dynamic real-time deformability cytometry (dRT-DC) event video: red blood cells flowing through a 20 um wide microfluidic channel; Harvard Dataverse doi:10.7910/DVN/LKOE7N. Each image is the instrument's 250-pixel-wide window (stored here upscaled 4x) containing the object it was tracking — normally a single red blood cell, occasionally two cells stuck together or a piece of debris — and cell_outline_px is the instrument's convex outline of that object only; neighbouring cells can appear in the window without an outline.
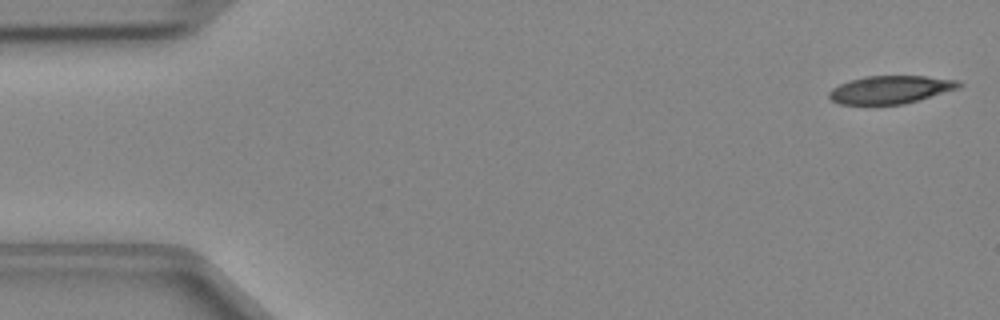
{"species": "Egyptian fruit bat (a non-hibernating species)", "species_latin": "Rousettus aegyptiacus", "temperature_condition": "cold", "stored_images_in_passage": 46, "camera_frame_rate_fps": 3000, "um_per_image_px": 0.085, "animal": {"sex": "female"}, "frame": {"image": 1, "passage_image": 1, "time_ms": 0.0, "image_size_px": [1000, 320], "cell_outline_px": [[964, 84], [960, 88], [904, 104], [840, 104], [832, 100], [828, 96], [828, 92], [832, 88], [840, 84], [852, 80], [868, 76], [924, 76], [960, 80]], "centroid_in_image_um": [75.74, 7.61], "position_along_channel_um": 9.3, "area_um2": 21.04}}
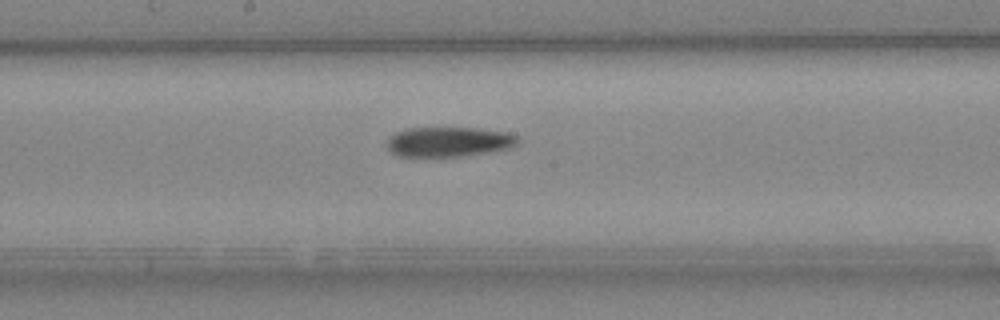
{"frame": {"image": 2, "passage_image": 24, "time_ms": 7.667, "image_size_px": [1000, 320], "cell_outline_px": [[520, 140], [512, 148], [488, 152], [460, 156], [400, 156], [388, 152], [388, 136], [396, 132], [408, 128], [476, 128], [504, 132], [516, 136]], "centroid_in_image_um": [38.12, 12.05], "position_along_channel_um": 210.1, "area_um2": 22.66}}
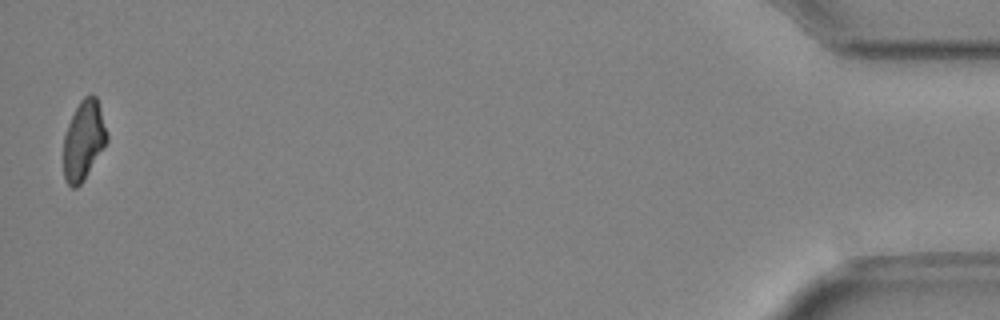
{"frame": {"image": 3, "passage_image": 46, "time_ms": 15.0, "image_size_px": [1000, 320], "cell_outline_px": [[108, 140], [84, 180], [76, 188], [72, 188], [68, 184], [64, 176], [64, 136], [68, 124], [80, 100], [84, 96], [92, 92], [96, 96], [108, 132]], "centroid_in_image_um": [7.12, 11.9], "position_along_channel_um": 428.1, "area_um2": 20.06}}